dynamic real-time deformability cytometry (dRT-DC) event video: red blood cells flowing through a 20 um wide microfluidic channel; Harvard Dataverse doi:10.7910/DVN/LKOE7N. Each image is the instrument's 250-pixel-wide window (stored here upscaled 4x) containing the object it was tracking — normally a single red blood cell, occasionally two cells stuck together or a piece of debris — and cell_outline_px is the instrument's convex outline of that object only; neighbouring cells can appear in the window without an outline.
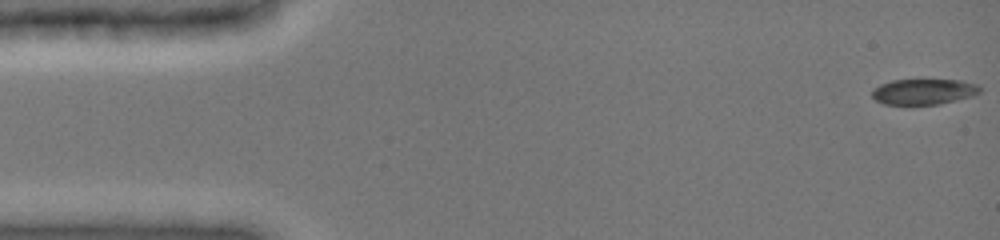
{"species": "common noctule bat (a hibernating species)", "species_latin": "Nyctalus noctula", "temperature_condition": "cold", "stored_images_in_passage": 37, "camera_frame_rate_fps": 3000, "um_per_image_px": 0.085, "animal": {"sex": "female", "body_mass_g": 19.0, "forearm_length_mm": 51.5}, "frame": {"image": 1, "passage_image": 1, "time_ms": 0.0, "image_size_px": [1000, 240], "cell_outline_px": [[980, 92], [972, 96], [940, 104], [912, 108], [884, 104], [876, 100], [872, 96], [872, 88], [880, 84], [892, 80], [964, 80], [976, 84], [980, 88]], "centroid_in_image_um": [78.45, 7.84], "position_along_channel_um": 6.5, "area_um2": 16.88}}
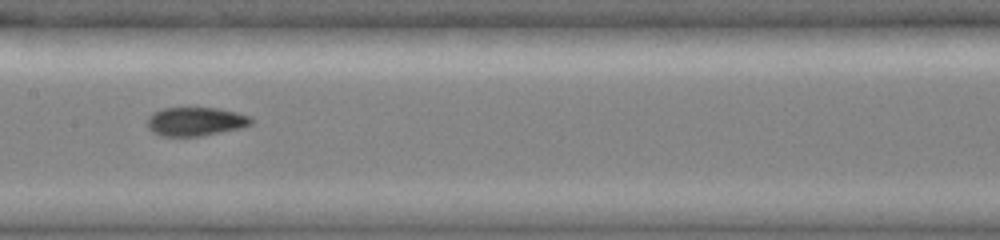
{"frame": {"image": 2, "passage_image": 20, "time_ms": 7.667, "image_size_px": [1000, 240], "cell_outline_px": [[252, 124], [244, 128], [200, 136], [160, 136], [152, 132], [148, 128], [148, 116], [152, 112], [164, 108], [216, 108], [236, 112], [252, 116]], "centroid_in_image_um": [16.64, 10.33], "position_along_channel_um": 190.8, "area_um2": 17.57}}
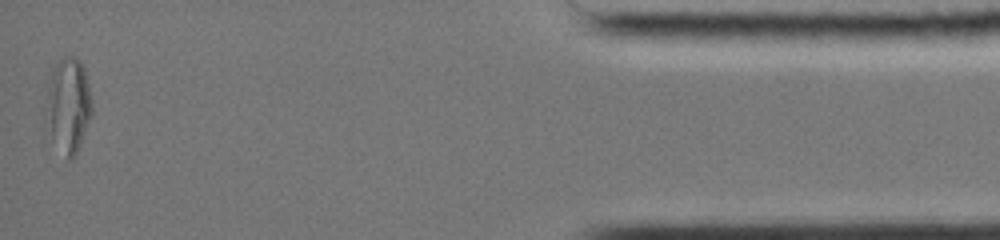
{"frame": {"image": 3, "passage_image": 37, "time_ms": 15.333, "image_size_px": [1000, 240], "cell_outline_px": [[92, 116], [80, 144], [72, 160], [68, 160], [44, 128], [44, 104], [48, 80], [52, 64], [64, 56], [72, 56], [80, 60], [84, 68], [88, 84], [92, 104]], "centroid_in_image_um": [5.74, 8.92], "position_along_channel_um": 429.5, "area_um2": 26.36}, "authors_computed_cell_mechanics": {"area_um2": 17.3978, "velocity_mm_per_s": 4.0311, "shape_relaxation_time_tau1_ms": 6.627, "shape_relaxation_time_tau2_ms": 1.7556, "deformation_change_tau1": 0.2018, "deformation_change_tau2": 0.0532}}